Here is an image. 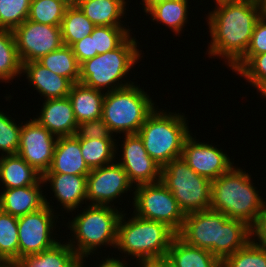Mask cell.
<instances>
[{
	"label": "cell",
	"instance_id": "6da1fadb",
	"mask_svg": "<svg viewBox=\"0 0 266 267\" xmlns=\"http://www.w3.org/2000/svg\"><path fill=\"white\" fill-rule=\"evenodd\" d=\"M213 7L212 11L205 13L204 20L211 39L207 43L205 55L211 59H224L222 61L228 69L246 53L254 26L262 15V2L242 0Z\"/></svg>",
	"mask_w": 266,
	"mask_h": 267
},
{
	"label": "cell",
	"instance_id": "7a4b0ae2",
	"mask_svg": "<svg viewBox=\"0 0 266 267\" xmlns=\"http://www.w3.org/2000/svg\"><path fill=\"white\" fill-rule=\"evenodd\" d=\"M177 235L188 245L207 249L222 262L252 239V227L207 209L186 214Z\"/></svg>",
	"mask_w": 266,
	"mask_h": 267
},
{
	"label": "cell",
	"instance_id": "3957f363",
	"mask_svg": "<svg viewBox=\"0 0 266 267\" xmlns=\"http://www.w3.org/2000/svg\"><path fill=\"white\" fill-rule=\"evenodd\" d=\"M81 209L69 213L75 217L70 216L68 222H65L67 225L64 221L61 222L62 225L60 223L61 227L67 226L66 231L70 230L69 234L65 235L67 236L65 240H68L67 243L78 257L82 261H86V258L93 256V254L95 256L103 255L102 251L106 252L108 247L111 248H109L110 251L112 248L115 251L118 221L124 211L121 206L117 208L107 205L86 204Z\"/></svg>",
	"mask_w": 266,
	"mask_h": 267
},
{
	"label": "cell",
	"instance_id": "277c9868",
	"mask_svg": "<svg viewBox=\"0 0 266 267\" xmlns=\"http://www.w3.org/2000/svg\"><path fill=\"white\" fill-rule=\"evenodd\" d=\"M123 209L118 221L114 251L120 256L114 252L112 254L127 260L130 257V260L135 259L138 264L166 259L171 242L177 234L164 223L141 218L131 214L130 210L125 211V207Z\"/></svg>",
	"mask_w": 266,
	"mask_h": 267
},
{
	"label": "cell",
	"instance_id": "5b68a950",
	"mask_svg": "<svg viewBox=\"0 0 266 267\" xmlns=\"http://www.w3.org/2000/svg\"><path fill=\"white\" fill-rule=\"evenodd\" d=\"M236 164L228 172L212 180L209 209L222 212L228 218L242 220L253 227L265 205L266 198L263 195H266V189L261 196L262 189L260 191L255 186L259 185L258 181L253 180L248 170Z\"/></svg>",
	"mask_w": 266,
	"mask_h": 267
},
{
	"label": "cell",
	"instance_id": "8992f818",
	"mask_svg": "<svg viewBox=\"0 0 266 267\" xmlns=\"http://www.w3.org/2000/svg\"><path fill=\"white\" fill-rule=\"evenodd\" d=\"M135 37V34H131L118 48L97 54L81 63L79 83L105 93L134 84L135 77L132 81L129 79L132 76L131 70L135 69V65L145 56L144 51L139 48V40Z\"/></svg>",
	"mask_w": 266,
	"mask_h": 267
},
{
	"label": "cell",
	"instance_id": "52a82bcc",
	"mask_svg": "<svg viewBox=\"0 0 266 267\" xmlns=\"http://www.w3.org/2000/svg\"><path fill=\"white\" fill-rule=\"evenodd\" d=\"M159 106L147 117L137 133L148 155L161 167L182 155L185 139L192 133L188 117ZM175 111V112H174Z\"/></svg>",
	"mask_w": 266,
	"mask_h": 267
},
{
	"label": "cell",
	"instance_id": "ba28073f",
	"mask_svg": "<svg viewBox=\"0 0 266 267\" xmlns=\"http://www.w3.org/2000/svg\"><path fill=\"white\" fill-rule=\"evenodd\" d=\"M137 83L105 93L101 118L115 137L137 134L158 106L144 86Z\"/></svg>",
	"mask_w": 266,
	"mask_h": 267
},
{
	"label": "cell",
	"instance_id": "9c48e42d",
	"mask_svg": "<svg viewBox=\"0 0 266 267\" xmlns=\"http://www.w3.org/2000/svg\"><path fill=\"white\" fill-rule=\"evenodd\" d=\"M161 182L186 214L207 210L211 203V180L198 175L182 157L161 167Z\"/></svg>",
	"mask_w": 266,
	"mask_h": 267
},
{
	"label": "cell",
	"instance_id": "30bf717a",
	"mask_svg": "<svg viewBox=\"0 0 266 267\" xmlns=\"http://www.w3.org/2000/svg\"><path fill=\"white\" fill-rule=\"evenodd\" d=\"M130 206L135 215L164 223L176 234L183 226L185 213L161 181L135 186Z\"/></svg>",
	"mask_w": 266,
	"mask_h": 267
},
{
	"label": "cell",
	"instance_id": "8fae6325",
	"mask_svg": "<svg viewBox=\"0 0 266 267\" xmlns=\"http://www.w3.org/2000/svg\"><path fill=\"white\" fill-rule=\"evenodd\" d=\"M60 213L45 205L35 212L18 217L19 260L50 249L60 241L56 230L57 227L61 229L58 226L61 222L59 216H62V221H67Z\"/></svg>",
	"mask_w": 266,
	"mask_h": 267
},
{
	"label": "cell",
	"instance_id": "7c38bea8",
	"mask_svg": "<svg viewBox=\"0 0 266 267\" xmlns=\"http://www.w3.org/2000/svg\"><path fill=\"white\" fill-rule=\"evenodd\" d=\"M128 192L132 195V197L129 195V201L133 200L134 185L129 181L127 173L116 160L100 168L90 170L87 175V204L119 208L114 203L119 202L118 204L122 205L123 197L124 195L125 197L128 196ZM120 202L122 203L120 204Z\"/></svg>",
	"mask_w": 266,
	"mask_h": 267
},
{
	"label": "cell",
	"instance_id": "4fadbf2b",
	"mask_svg": "<svg viewBox=\"0 0 266 267\" xmlns=\"http://www.w3.org/2000/svg\"><path fill=\"white\" fill-rule=\"evenodd\" d=\"M118 137L120 140L116 138L115 158L134 187L161 181V166L148 155L140 136L128 134Z\"/></svg>",
	"mask_w": 266,
	"mask_h": 267
},
{
	"label": "cell",
	"instance_id": "5bb4252c",
	"mask_svg": "<svg viewBox=\"0 0 266 267\" xmlns=\"http://www.w3.org/2000/svg\"><path fill=\"white\" fill-rule=\"evenodd\" d=\"M21 63L38 61L63 45L61 26L45 25L26 19L13 30Z\"/></svg>",
	"mask_w": 266,
	"mask_h": 267
},
{
	"label": "cell",
	"instance_id": "9a60e30c",
	"mask_svg": "<svg viewBox=\"0 0 266 267\" xmlns=\"http://www.w3.org/2000/svg\"><path fill=\"white\" fill-rule=\"evenodd\" d=\"M193 132L185 139L181 157L198 175L215 180L228 172L234 165V157L227 154L220 145L202 142ZM214 144V145H213ZM233 157V158H232Z\"/></svg>",
	"mask_w": 266,
	"mask_h": 267
},
{
	"label": "cell",
	"instance_id": "2e32d148",
	"mask_svg": "<svg viewBox=\"0 0 266 267\" xmlns=\"http://www.w3.org/2000/svg\"><path fill=\"white\" fill-rule=\"evenodd\" d=\"M22 122L17 154L41 175L50 169L57 137L35 119Z\"/></svg>",
	"mask_w": 266,
	"mask_h": 267
},
{
	"label": "cell",
	"instance_id": "e0dca14e",
	"mask_svg": "<svg viewBox=\"0 0 266 267\" xmlns=\"http://www.w3.org/2000/svg\"><path fill=\"white\" fill-rule=\"evenodd\" d=\"M42 180L47 191L53 196L50 198H53V201L56 200V204L58 203L57 207L53 205L55 203L52 199H48L49 197L45 194V203L54 212L58 213L59 211H57V209H60L62 213L63 211L70 213L83 207L82 205L87 204V175L44 173L42 175ZM48 186L50 187L49 190L47 188Z\"/></svg>",
	"mask_w": 266,
	"mask_h": 267
},
{
	"label": "cell",
	"instance_id": "ac0fdd59",
	"mask_svg": "<svg viewBox=\"0 0 266 267\" xmlns=\"http://www.w3.org/2000/svg\"><path fill=\"white\" fill-rule=\"evenodd\" d=\"M39 113L33 117L40 125L54 136H73L77 133L78 123L75 119L71 101L68 97L42 100Z\"/></svg>",
	"mask_w": 266,
	"mask_h": 267
},
{
	"label": "cell",
	"instance_id": "d6986e66",
	"mask_svg": "<svg viewBox=\"0 0 266 267\" xmlns=\"http://www.w3.org/2000/svg\"><path fill=\"white\" fill-rule=\"evenodd\" d=\"M28 82L29 88L36 90L42 100L68 97L73 83L55 74L41 65L38 61L22 64V77ZM35 89V90H34Z\"/></svg>",
	"mask_w": 266,
	"mask_h": 267
},
{
	"label": "cell",
	"instance_id": "ffe728a7",
	"mask_svg": "<svg viewBox=\"0 0 266 267\" xmlns=\"http://www.w3.org/2000/svg\"><path fill=\"white\" fill-rule=\"evenodd\" d=\"M43 189L42 178L32 186L0 189V210L17 218L35 212L46 205Z\"/></svg>",
	"mask_w": 266,
	"mask_h": 267
},
{
	"label": "cell",
	"instance_id": "44dd1931",
	"mask_svg": "<svg viewBox=\"0 0 266 267\" xmlns=\"http://www.w3.org/2000/svg\"><path fill=\"white\" fill-rule=\"evenodd\" d=\"M89 172L79 139L75 135L58 137L50 169L45 173L88 175Z\"/></svg>",
	"mask_w": 266,
	"mask_h": 267
},
{
	"label": "cell",
	"instance_id": "7402d4cb",
	"mask_svg": "<svg viewBox=\"0 0 266 267\" xmlns=\"http://www.w3.org/2000/svg\"><path fill=\"white\" fill-rule=\"evenodd\" d=\"M128 3L131 0H79L77 6L96 26H127Z\"/></svg>",
	"mask_w": 266,
	"mask_h": 267
},
{
	"label": "cell",
	"instance_id": "603a6c76",
	"mask_svg": "<svg viewBox=\"0 0 266 267\" xmlns=\"http://www.w3.org/2000/svg\"><path fill=\"white\" fill-rule=\"evenodd\" d=\"M190 0H167L153 6L144 16H148V19L155 24H162L164 27L171 29L174 36L182 37L186 24H189V15L191 11L189 5Z\"/></svg>",
	"mask_w": 266,
	"mask_h": 267
},
{
	"label": "cell",
	"instance_id": "cb8c5ba5",
	"mask_svg": "<svg viewBox=\"0 0 266 267\" xmlns=\"http://www.w3.org/2000/svg\"><path fill=\"white\" fill-rule=\"evenodd\" d=\"M41 178L42 175L18 154L0 156L1 189L32 186Z\"/></svg>",
	"mask_w": 266,
	"mask_h": 267
},
{
	"label": "cell",
	"instance_id": "d4e9b609",
	"mask_svg": "<svg viewBox=\"0 0 266 267\" xmlns=\"http://www.w3.org/2000/svg\"><path fill=\"white\" fill-rule=\"evenodd\" d=\"M166 260L174 267H222L210 251L188 245L178 235L171 242Z\"/></svg>",
	"mask_w": 266,
	"mask_h": 267
},
{
	"label": "cell",
	"instance_id": "484cf974",
	"mask_svg": "<svg viewBox=\"0 0 266 267\" xmlns=\"http://www.w3.org/2000/svg\"><path fill=\"white\" fill-rule=\"evenodd\" d=\"M50 249L19 260L16 267H82V260L64 236Z\"/></svg>",
	"mask_w": 266,
	"mask_h": 267
},
{
	"label": "cell",
	"instance_id": "4316f807",
	"mask_svg": "<svg viewBox=\"0 0 266 267\" xmlns=\"http://www.w3.org/2000/svg\"><path fill=\"white\" fill-rule=\"evenodd\" d=\"M104 96L105 92L86 87L82 83L72 85L68 98L78 125L102 117Z\"/></svg>",
	"mask_w": 266,
	"mask_h": 267
},
{
	"label": "cell",
	"instance_id": "83f0119b",
	"mask_svg": "<svg viewBox=\"0 0 266 267\" xmlns=\"http://www.w3.org/2000/svg\"><path fill=\"white\" fill-rule=\"evenodd\" d=\"M21 77L22 63L18 56L13 31L0 28V83L12 84L13 80H20Z\"/></svg>",
	"mask_w": 266,
	"mask_h": 267
},
{
	"label": "cell",
	"instance_id": "f1b7e54d",
	"mask_svg": "<svg viewBox=\"0 0 266 267\" xmlns=\"http://www.w3.org/2000/svg\"><path fill=\"white\" fill-rule=\"evenodd\" d=\"M38 62L51 72L79 83L80 65L70 46L62 45L59 49L42 56Z\"/></svg>",
	"mask_w": 266,
	"mask_h": 267
},
{
	"label": "cell",
	"instance_id": "f546056e",
	"mask_svg": "<svg viewBox=\"0 0 266 267\" xmlns=\"http://www.w3.org/2000/svg\"><path fill=\"white\" fill-rule=\"evenodd\" d=\"M258 93L266 88V53L243 55L230 69Z\"/></svg>",
	"mask_w": 266,
	"mask_h": 267
},
{
	"label": "cell",
	"instance_id": "4dcf8cb0",
	"mask_svg": "<svg viewBox=\"0 0 266 267\" xmlns=\"http://www.w3.org/2000/svg\"><path fill=\"white\" fill-rule=\"evenodd\" d=\"M96 25L91 22L82 10L76 6H69L61 23L63 45L72 46L77 41L92 34Z\"/></svg>",
	"mask_w": 266,
	"mask_h": 267
},
{
	"label": "cell",
	"instance_id": "1f68e13d",
	"mask_svg": "<svg viewBox=\"0 0 266 267\" xmlns=\"http://www.w3.org/2000/svg\"><path fill=\"white\" fill-rule=\"evenodd\" d=\"M19 261L18 218L0 210V264Z\"/></svg>",
	"mask_w": 266,
	"mask_h": 267
},
{
	"label": "cell",
	"instance_id": "d6a6232c",
	"mask_svg": "<svg viewBox=\"0 0 266 267\" xmlns=\"http://www.w3.org/2000/svg\"><path fill=\"white\" fill-rule=\"evenodd\" d=\"M78 139L82 156L90 170L100 168L116 160V139Z\"/></svg>",
	"mask_w": 266,
	"mask_h": 267
},
{
	"label": "cell",
	"instance_id": "836d02e7",
	"mask_svg": "<svg viewBox=\"0 0 266 267\" xmlns=\"http://www.w3.org/2000/svg\"><path fill=\"white\" fill-rule=\"evenodd\" d=\"M128 26H96L91 34L94 52L103 54L118 48L131 34L133 29ZM132 31V32H131Z\"/></svg>",
	"mask_w": 266,
	"mask_h": 267
},
{
	"label": "cell",
	"instance_id": "e575fe53",
	"mask_svg": "<svg viewBox=\"0 0 266 267\" xmlns=\"http://www.w3.org/2000/svg\"><path fill=\"white\" fill-rule=\"evenodd\" d=\"M68 7L62 0H31L27 19L45 25L61 26Z\"/></svg>",
	"mask_w": 266,
	"mask_h": 267
},
{
	"label": "cell",
	"instance_id": "d590c367",
	"mask_svg": "<svg viewBox=\"0 0 266 267\" xmlns=\"http://www.w3.org/2000/svg\"><path fill=\"white\" fill-rule=\"evenodd\" d=\"M222 267H266V246L251 239L222 261Z\"/></svg>",
	"mask_w": 266,
	"mask_h": 267
},
{
	"label": "cell",
	"instance_id": "8d00e7d4",
	"mask_svg": "<svg viewBox=\"0 0 266 267\" xmlns=\"http://www.w3.org/2000/svg\"><path fill=\"white\" fill-rule=\"evenodd\" d=\"M8 113L0 109V156L16 155L19 147L23 121H17L18 118Z\"/></svg>",
	"mask_w": 266,
	"mask_h": 267
},
{
	"label": "cell",
	"instance_id": "74e56055",
	"mask_svg": "<svg viewBox=\"0 0 266 267\" xmlns=\"http://www.w3.org/2000/svg\"><path fill=\"white\" fill-rule=\"evenodd\" d=\"M31 0H0V28L14 30L29 14Z\"/></svg>",
	"mask_w": 266,
	"mask_h": 267
},
{
	"label": "cell",
	"instance_id": "f35d334b",
	"mask_svg": "<svg viewBox=\"0 0 266 267\" xmlns=\"http://www.w3.org/2000/svg\"><path fill=\"white\" fill-rule=\"evenodd\" d=\"M77 138L84 139H115L109 127L102 118L85 121L78 125Z\"/></svg>",
	"mask_w": 266,
	"mask_h": 267
},
{
	"label": "cell",
	"instance_id": "ab89813d",
	"mask_svg": "<svg viewBox=\"0 0 266 267\" xmlns=\"http://www.w3.org/2000/svg\"><path fill=\"white\" fill-rule=\"evenodd\" d=\"M266 53V17L262 14L256 22L250 44L244 55Z\"/></svg>",
	"mask_w": 266,
	"mask_h": 267
},
{
	"label": "cell",
	"instance_id": "60d3db41",
	"mask_svg": "<svg viewBox=\"0 0 266 267\" xmlns=\"http://www.w3.org/2000/svg\"><path fill=\"white\" fill-rule=\"evenodd\" d=\"M109 254H111V256L109 255ZM109 254H108V256H107V254L106 253H104V255L105 256H103V255H97V256H95L94 257V255L93 256H91V257H89V258H86L87 260H91L92 261V257H93V262L95 263V259H96V263L94 264V265H92V264H90V263H87V262H90V261H82V267H90L91 265L94 267H133V264H135L134 262L135 261H132L131 262V260L129 259V261L127 260V259H124V258H120V257H117V256H115V257H113V254L112 253H110V251H109ZM103 256V257H102ZM101 258V260H100V258ZM99 260V261H98ZM98 261V262H97ZM129 262H131V263H129ZM88 265H87V264ZM99 263V264H98ZM90 264V265H89ZM137 264L138 263H136L135 265H134V267H137ZM131 265V266H130ZM91 266V267H92Z\"/></svg>",
	"mask_w": 266,
	"mask_h": 267
},
{
	"label": "cell",
	"instance_id": "b9f144b4",
	"mask_svg": "<svg viewBox=\"0 0 266 267\" xmlns=\"http://www.w3.org/2000/svg\"><path fill=\"white\" fill-rule=\"evenodd\" d=\"M71 48L79 65L97 55V52H94V44L91 34L74 43Z\"/></svg>",
	"mask_w": 266,
	"mask_h": 267
},
{
	"label": "cell",
	"instance_id": "7bdbcfd3",
	"mask_svg": "<svg viewBox=\"0 0 266 267\" xmlns=\"http://www.w3.org/2000/svg\"><path fill=\"white\" fill-rule=\"evenodd\" d=\"M252 239L263 246H266V202L257 223L252 227Z\"/></svg>",
	"mask_w": 266,
	"mask_h": 267
},
{
	"label": "cell",
	"instance_id": "ee69618b",
	"mask_svg": "<svg viewBox=\"0 0 266 267\" xmlns=\"http://www.w3.org/2000/svg\"><path fill=\"white\" fill-rule=\"evenodd\" d=\"M164 1L167 0H141L140 5H142V7L140 9H142L143 13H147L153 6L162 3Z\"/></svg>",
	"mask_w": 266,
	"mask_h": 267
},
{
	"label": "cell",
	"instance_id": "f6af8a7d",
	"mask_svg": "<svg viewBox=\"0 0 266 267\" xmlns=\"http://www.w3.org/2000/svg\"><path fill=\"white\" fill-rule=\"evenodd\" d=\"M157 267H174L166 259L159 260L154 263Z\"/></svg>",
	"mask_w": 266,
	"mask_h": 267
},
{
	"label": "cell",
	"instance_id": "bcb514c9",
	"mask_svg": "<svg viewBox=\"0 0 266 267\" xmlns=\"http://www.w3.org/2000/svg\"><path fill=\"white\" fill-rule=\"evenodd\" d=\"M62 1L65 2L69 6H76L79 2V0H62Z\"/></svg>",
	"mask_w": 266,
	"mask_h": 267
},
{
	"label": "cell",
	"instance_id": "7dc6e473",
	"mask_svg": "<svg viewBox=\"0 0 266 267\" xmlns=\"http://www.w3.org/2000/svg\"><path fill=\"white\" fill-rule=\"evenodd\" d=\"M238 1H242V0H213L214 5L225 3V2H238Z\"/></svg>",
	"mask_w": 266,
	"mask_h": 267
},
{
	"label": "cell",
	"instance_id": "c3c4849f",
	"mask_svg": "<svg viewBox=\"0 0 266 267\" xmlns=\"http://www.w3.org/2000/svg\"><path fill=\"white\" fill-rule=\"evenodd\" d=\"M259 95H260L259 98H262L263 101L266 100V88H264L263 90H261L259 92ZM263 103H266V102H263Z\"/></svg>",
	"mask_w": 266,
	"mask_h": 267
},
{
	"label": "cell",
	"instance_id": "681fc988",
	"mask_svg": "<svg viewBox=\"0 0 266 267\" xmlns=\"http://www.w3.org/2000/svg\"><path fill=\"white\" fill-rule=\"evenodd\" d=\"M137 267H157L154 263L137 264Z\"/></svg>",
	"mask_w": 266,
	"mask_h": 267
},
{
	"label": "cell",
	"instance_id": "f907efd6",
	"mask_svg": "<svg viewBox=\"0 0 266 267\" xmlns=\"http://www.w3.org/2000/svg\"><path fill=\"white\" fill-rule=\"evenodd\" d=\"M262 2V14L266 17V0H261Z\"/></svg>",
	"mask_w": 266,
	"mask_h": 267
},
{
	"label": "cell",
	"instance_id": "816d5d0a",
	"mask_svg": "<svg viewBox=\"0 0 266 267\" xmlns=\"http://www.w3.org/2000/svg\"><path fill=\"white\" fill-rule=\"evenodd\" d=\"M0 267H16L13 264H0Z\"/></svg>",
	"mask_w": 266,
	"mask_h": 267
}]
</instances>
